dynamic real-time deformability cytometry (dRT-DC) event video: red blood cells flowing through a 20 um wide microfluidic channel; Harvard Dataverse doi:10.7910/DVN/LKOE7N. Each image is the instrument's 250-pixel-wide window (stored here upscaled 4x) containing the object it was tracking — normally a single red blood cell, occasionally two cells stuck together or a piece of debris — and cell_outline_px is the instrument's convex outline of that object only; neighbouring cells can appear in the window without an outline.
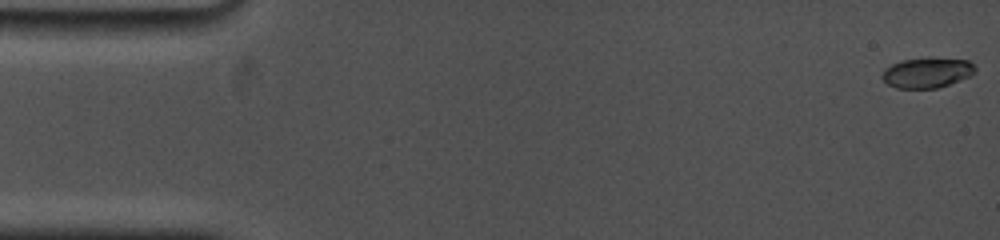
{"species": "common noctule bat (a hibernating species)", "species_latin": "Nyctalus noctula", "temperature_condition": "cold", "stored_images_in_passage": 55, "camera_frame_rate_fps": 5000, "um_per_image_px": 0.085, "animal": {"sex": "female", "body_mass_g": 19.0, "forearm_length_mm": 53.3}, "frame": {"image": 1, "passage_image": 1, "time_ms": 0.0, "image_size_px": [1000, 240], "cell_outline_px": [[976, 72], [972, 76], [936, 88], [896, 88], [888, 84], [880, 76], [884, 68], [900, 60], [924, 56], [968, 60], [976, 68]], "centroid_in_image_um": [78.79, 6.14], "position_along_channel_um": 6.2, "area_um2": 16.82}}
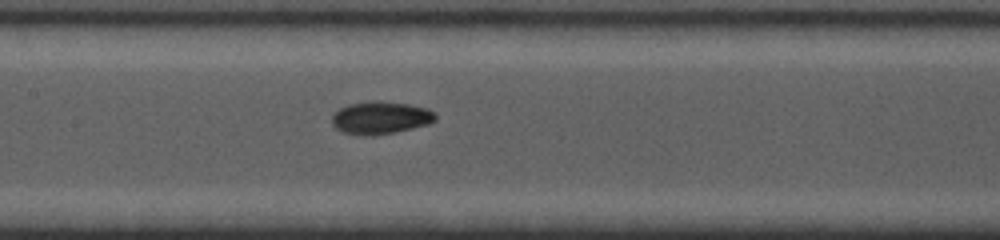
{"frame": {"image": 2, "passage_image": 27, "time_ms": 8.2, "image_size_px": [1000, 240], "cell_outline_px": [[436, 120], [428, 124], [396, 132], [372, 136], [364, 136], [344, 132], [336, 128], [332, 124], [332, 112], [348, 104], [372, 100], [380, 100], [408, 104], [428, 108], [436, 112]], "centroid_in_image_um": [32.34, 10.0], "position_along_channel_um": 175.1, "area_um2": 20.0}}
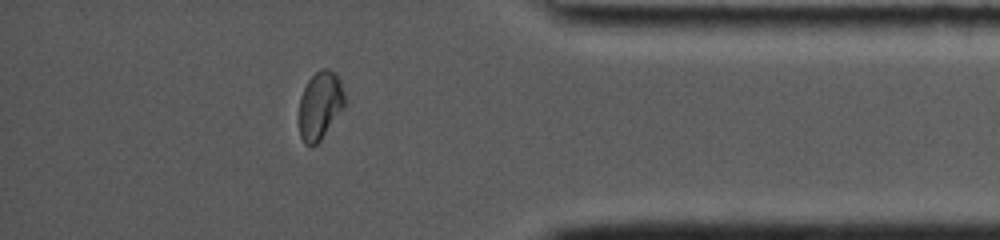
{"frame": {"image": 3, "passage_image": 48, "time_ms": 14.8, "image_size_px": [1000, 240], "cell_outline_px": [[344, 108], [320, 140], [316, 144], [304, 144], [300, 136], [300, 96], [308, 80], [320, 68], [328, 68], [336, 72], [340, 80], [344, 92]], "centroid_in_image_um": [27.22, 8.92], "position_along_channel_um": 408.0, "area_um2": 17.98}, "authors_computed_cell_mechanics": {"area_um2": 18.0914, "velocity_mm_per_s": 3.7208, "shape_relaxation_time_tau1_ms": 4.6761, "shape_relaxation_time_tau2_ms": 1.5432, "deformation_change_tau1": 0.1625, "deformation_change_tau2": 0.0395}}